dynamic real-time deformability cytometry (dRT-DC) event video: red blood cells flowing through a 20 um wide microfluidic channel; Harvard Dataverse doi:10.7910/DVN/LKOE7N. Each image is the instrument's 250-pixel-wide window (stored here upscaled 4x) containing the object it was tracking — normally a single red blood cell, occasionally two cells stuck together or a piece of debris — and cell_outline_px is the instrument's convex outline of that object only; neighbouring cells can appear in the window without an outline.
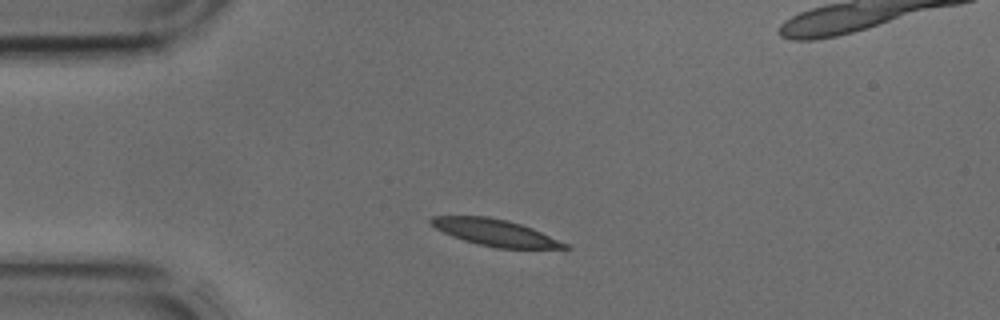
{"species": "common noctule bat (a hibernating species)", "species_latin": "Nyctalus noctula", "temperature_condition": "cold", "stored_images_in_passage": 34, "camera_frame_rate_fps": 3000, "um_per_image_px": 0.085, "animal": {"sex": "male", "body_mass_g": 17.9, "forearm_length_mm": 54.2}, "frame": {"image": 1, "passage_image": 1, "time_ms": 0.0, "image_size_px": [1000, 320], "cell_outline_px": [[572, 248], [496, 248], [476, 244], [452, 236], [428, 224], [428, 220], [432, 216], [488, 216], [508, 220], [532, 228], [568, 244]], "centroid_in_image_um": [42.04, 19.76], "position_along_channel_um": 43.0, "area_um2": 20.69}}
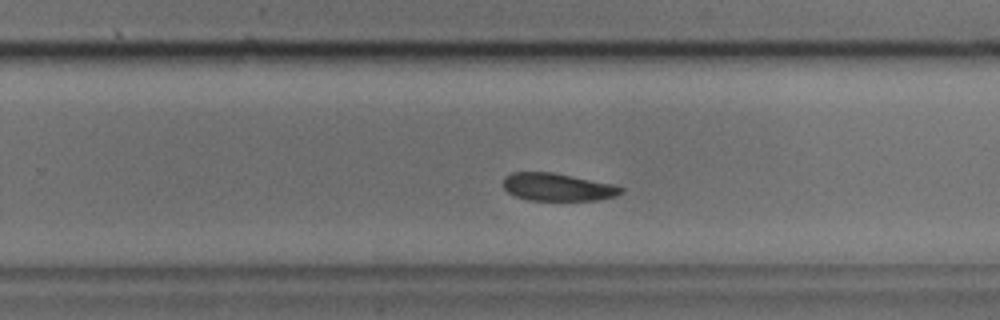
{"frame": {"image": 2, "passage_image": 18, "time_ms": 5.667, "image_size_px": [1000, 320], "cell_outline_px": [[624, 192], [616, 196], [596, 200], [528, 200], [516, 196], [508, 192], [504, 188], [504, 176], [512, 172], [552, 172], [616, 184], [624, 188]], "centroid_in_image_um": [47.43, 15.89], "position_along_channel_um": 282.4, "area_um2": 19.13}}
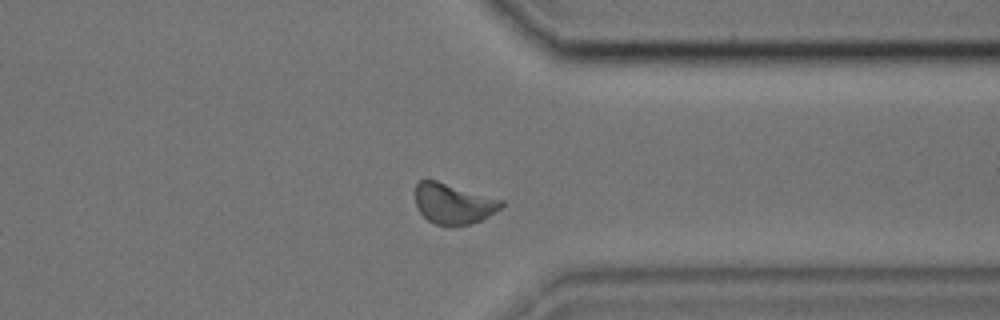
{"frame": {"image": 3, "passage_image": 24, "time_ms": 7.667, "image_size_px": [1000, 320], "cell_outline_px": [[504, 204], [500, 208], [488, 216], [480, 220], [468, 224], [452, 228], [448, 228], [436, 224], [428, 220], [416, 208], [416, 184], [420, 180], [436, 180], [504, 200]], "centroid_in_image_um": [38.52, 17.33], "position_along_channel_um": 372.9, "area_um2": 20.46}}